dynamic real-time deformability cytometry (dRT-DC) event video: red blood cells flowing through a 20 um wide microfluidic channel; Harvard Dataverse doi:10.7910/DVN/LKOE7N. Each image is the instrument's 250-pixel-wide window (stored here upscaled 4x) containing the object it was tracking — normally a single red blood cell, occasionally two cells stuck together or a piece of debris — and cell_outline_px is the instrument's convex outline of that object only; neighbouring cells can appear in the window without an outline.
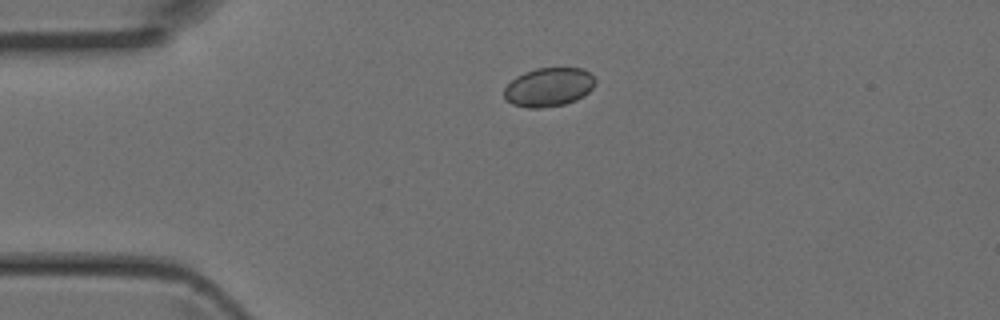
{"species": "Egyptian fruit bat (a non-hibernating species)", "species_latin": "Rousettus aegyptiacus", "temperature_condition": "room temperature", "stored_images_in_passage": 2, "camera_frame_rate_fps": 3000, "um_per_image_px": 0.085, "animal": {"sex": "female"}, "frame": {"image": 1, "passage_image": 1, "time_ms": 0.0, "image_size_px": [1000, 320], "cell_outline_px": [[596, 84], [584, 96], [576, 100], [564, 104], [540, 108], [528, 108], [512, 104], [504, 96], [504, 88], [516, 76], [524, 72], [536, 68], [580, 68], [588, 72], [596, 80]], "centroid_in_image_um": [46.64, 7.4], "position_along_channel_um": 38.4, "area_um2": 20.58}}